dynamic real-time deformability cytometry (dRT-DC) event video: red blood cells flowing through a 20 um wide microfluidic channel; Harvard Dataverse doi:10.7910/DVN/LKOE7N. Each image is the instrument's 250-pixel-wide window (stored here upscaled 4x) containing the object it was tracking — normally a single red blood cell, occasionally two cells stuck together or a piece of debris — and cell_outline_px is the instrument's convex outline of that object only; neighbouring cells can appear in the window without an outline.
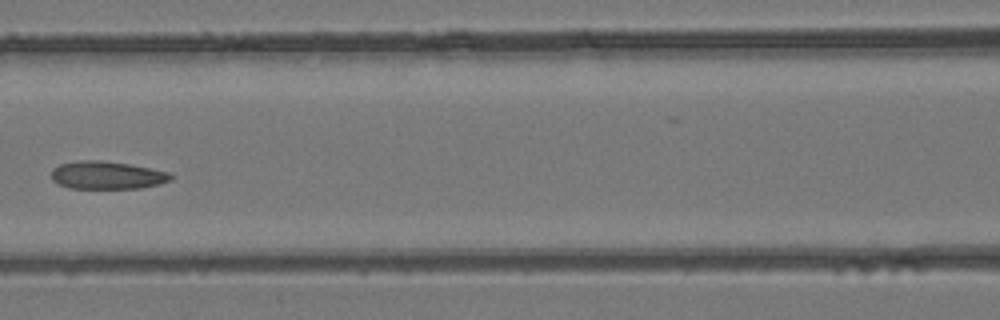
{"species": "common noctule bat (a hibernating species)", "species_latin": "Nyctalus noctula", "temperature_condition": "room temperature", "stored_images_in_passage": 5, "camera_frame_rate_fps": 3000, "um_per_image_px": 0.085, "animal": {"sex": "female", "body_mass_g": 24.6, "forearm_length_mm": 56.2}, "frame": {"image": 1, "passage_image": 5, "time_ms": 1.333, "image_size_px": [1000, 320], "cell_outline_px": [[176, 176], [172, 180], [160, 184], [140, 188], [68, 188], [52, 180], [52, 168], [60, 164], [80, 160], [100, 160], [128, 164], [172, 172]], "centroid_in_image_um": [9.15, 14.89], "position_along_channel_um": 157.4, "area_um2": 19.54}}